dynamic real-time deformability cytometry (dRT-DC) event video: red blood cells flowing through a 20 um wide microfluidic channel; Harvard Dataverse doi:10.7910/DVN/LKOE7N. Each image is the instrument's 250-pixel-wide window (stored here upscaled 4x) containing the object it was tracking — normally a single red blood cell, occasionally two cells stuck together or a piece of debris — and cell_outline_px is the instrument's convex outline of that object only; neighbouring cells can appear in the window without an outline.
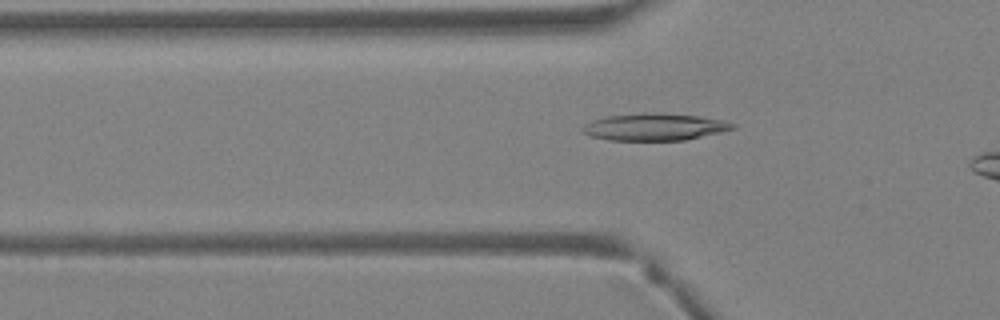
{"species": "Egyptian fruit bat (a non-hibernating species)", "species_latin": "Rousettus aegyptiacus", "temperature_condition": "warm", "stored_images_in_passage": 4, "camera_frame_rate_fps": 3000, "um_per_image_px": 0.085, "animal": {"sex": "female"}, "frame": {"image": 1, "passage_image": 2, "time_ms": 0.333, "image_size_px": [1000, 320], "cell_outline_px": [[736, 128], [720, 132], [684, 140], [608, 140], [592, 136], [584, 132], [580, 128], [584, 124], [592, 120], [608, 116], [644, 112], [656, 112], [700, 116], [724, 120], [736, 124]], "centroid_in_image_um": [55.65, 10.77], "position_along_channel_um": 70.2, "area_um2": 23.76}}